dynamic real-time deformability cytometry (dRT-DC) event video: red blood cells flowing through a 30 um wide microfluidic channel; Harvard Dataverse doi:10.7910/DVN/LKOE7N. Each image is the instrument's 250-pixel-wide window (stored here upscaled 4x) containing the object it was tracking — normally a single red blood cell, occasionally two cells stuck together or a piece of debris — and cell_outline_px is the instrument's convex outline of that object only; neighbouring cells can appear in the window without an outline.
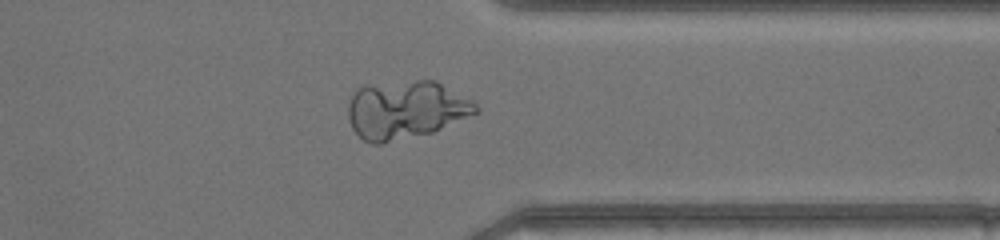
{"species": "common noctule bat (a hibernating species)", "species_latin": "Nyctalus noctula", "temperature_condition": "warm", "stored_images_in_passage": 49, "segment_of_instrument_passage": [2, 2], "camera_frame_rate_fps": 3000, "um_per_image_px": 0.085, "animal": {"sex": "female", "body_mass_g": 17.0, "forearm_length_mm": 48.0}, "frame": {"image": 1, "passage_image": 39, "time_ms": 12.667, "image_size_px": [1000, 240], "cell_outline_px": [[408, 128], [384, 140], [380, 140], [372, 92], [372, 88], [408, 92]], "centroid_in_image_um": [33.21, 9.5], "position_along_channel_um": 378.2, "area_um2": 10.58}}